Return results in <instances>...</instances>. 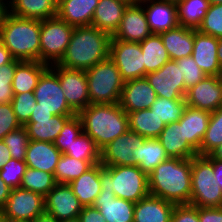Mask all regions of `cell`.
Wrapping results in <instances>:
<instances>
[{
	"label": "cell",
	"instance_id": "cell-1",
	"mask_svg": "<svg viewBox=\"0 0 222 222\" xmlns=\"http://www.w3.org/2000/svg\"><path fill=\"white\" fill-rule=\"evenodd\" d=\"M112 36L95 26L74 27L66 52L58 65L88 70L109 57Z\"/></svg>",
	"mask_w": 222,
	"mask_h": 222
},
{
	"label": "cell",
	"instance_id": "cell-2",
	"mask_svg": "<svg viewBox=\"0 0 222 222\" xmlns=\"http://www.w3.org/2000/svg\"><path fill=\"white\" fill-rule=\"evenodd\" d=\"M150 195L175 205L189 204L191 197V158H171L148 175Z\"/></svg>",
	"mask_w": 222,
	"mask_h": 222
},
{
	"label": "cell",
	"instance_id": "cell-3",
	"mask_svg": "<svg viewBox=\"0 0 222 222\" xmlns=\"http://www.w3.org/2000/svg\"><path fill=\"white\" fill-rule=\"evenodd\" d=\"M83 132L93 139L100 150L129 130L128 114L115 104H89L77 114Z\"/></svg>",
	"mask_w": 222,
	"mask_h": 222
},
{
	"label": "cell",
	"instance_id": "cell-4",
	"mask_svg": "<svg viewBox=\"0 0 222 222\" xmlns=\"http://www.w3.org/2000/svg\"><path fill=\"white\" fill-rule=\"evenodd\" d=\"M41 20L22 18L8 12L0 28V40L14 59L40 61Z\"/></svg>",
	"mask_w": 222,
	"mask_h": 222
},
{
	"label": "cell",
	"instance_id": "cell-5",
	"mask_svg": "<svg viewBox=\"0 0 222 222\" xmlns=\"http://www.w3.org/2000/svg\"><path fill=\"white\" fill-rule=\"evenodd\" d=\"M101 190L133 203L148 196V175L138 166H104L100 173Z\"/></svg>",
	"mask_w": 222,
	"mask_h": 222
},
{
	"label": "cell",
	"instance_id": "cell-6",
	"mask_svg": "<svg viewBox=\"0 0 222 222\" xmlns=\"http://www.w3.org/2000/svg\"><path fill=\"white\" fill-rule=\"evenodd\" d=\"M90 104L119 103L124 80L118 67L108 57L85 71Z\"/></svg>",
	"mask_w": 222,
	"mask_h": 222
},
{
	"label": "cell",
	"instance_id": "cell-7",
	"mask_svg": "<svg viewBox=\"0 0 222 222\" xmlns=\"http://www.w3.org/2000/svg\"><path fill=\"white\" fill-rule=\"evenodd\" d=\"M196 207H222V191L213 171V159L196 155L191 158L190 203Z\"/></svg>",
	"mask_w": 222,
	"mask_h": 222
},
{
	"label": "cell",
	"instance_id": "cell-8",
	"mask_svg": "<svg viewBox=\"0 0 222 222\" xmlns=\"http://www.w3.org/2000/svg\"><path fill=\"white\" fill-rule=\"evenodd\" d=\"M74 26L58 16L41 20L40 62L48 66L58 64L70 42Z\"/></svg>",
	"mask_w": 222,
	"mask_h": 222
},
{
	"label": "cell",
	"instance_id": "cell-9",
	"mask_svg": "<svg viewBox=\"0 0 222 222\" xmlns=\"http://www.w3.org/2000/svg\"><path fill=\"white\" fill-rule=\"evenodd\" d=\"M33 93L37 102L34 110H48L54 116L76 115L66 102L58 75L50 67L41 75Z\"/></svg>",
	"mask_w": 222,
	"mask_h": 222
},
{
	"label": "cell",
	"instance_id": "cell-10",
	"mask_svg": "<svg viewBox=\"0 0 222 222\" xmlns=\"http://www.w3.org/2000/svg\"><path fill=\"white\" fill-rule=\"evenodd\" d=\"M109 58L118 67L124 81L145 77V65L140 43L111 38Z\"/></svg>",
	"mask_w": 222,
	"mask_h": 222
},
{
	"label": "cell",
	"instance_id": "cell-11",
	"mask_svg": "<svg viewBox=\"0 0 222 222\" xmlns=\"http://www.w3.org/2000/svg\"><path fill=\"white\" fill-rule=\"evenodd\" d=\"M50 68L58 75L66 102L78 114L90 104L87 75L84 70L67 69L58 64Z\"/></svg>",
	"mask_w": 222,
	"mask_h": 222
},
{
	"label": "cell",
	"instance_id": "cell-12",
	"mask_svg": "<svg viewBox=\"0 0 222 222\" xmlns=\"http://www.w3.org/2000/svg\"><path fill=\"white\" fill-rule=\"evenodd\" d=\"M45 212V197L20 187L11 189L0 213L11 221L34 220Z\"/></svg>",
	"mask_w": 222,
	"mask_h": 222
},
{
	"label": "cell",
	"instance_id": "cell-13",
	"mask_svg": "<svg viewBox=\"0 0 222 222\" xmlns=\"http://www.w3.org/2000/svg\"><path fill=\"white\" fill-rule=\"evenodd\" d=\"M158 97L168 100H185L184 79L176 61L170 60L155 72L145 75Z\"/></svg>",
	"mask_w": 222,
	"mask_h": 222
},
{
	"label": "cell",
	"instance_id": "cell-14",
	"mask_svg": "<svg viewBox=\"0 0 222 222\" xmlns=\"http://www.w3.org/2000/svg\"><path fill=\"white\" fill-rule=\"evenodd\" d=\"M146 138L127 130L101 150L100 163L103 166H135L133 151L143 144Z\"/></svg>",
	"mask_w": 222,
	"mask_h": 222
},
{
	"label": "cell",
	"instance_id": "cell-15",
	"mask_svg": "<svg viewBox=\"0 0 222 222\" xmlns=\"http://www.w3.org/2000/svg\"><path fill=\"white\" fill-rule=\"evenodd\" d=\"M82 209L69 184L57 183L45 197V212L58 221L78 218Z\"/></svg>",
	"mask_w": 222,
	"mask_h": 222
},
{
	"label": "cell",
	"instance_id": "cell-16",
	"mask_svg": "<svg viewBox=\"0 0 222 222\" xmlns=\"http://www.w3.org/2000/svg\"><path fill=\"white\" fill-rule=\"evenodd\" d=\"M185 100L190 107L214 112L222 106V76H206L187 90Z\"/></svg>",
	"mask_w": 222,
	"mask_h": 222
},
{
	"label": "cell",
	"instance_id": "cell-17",
	"mask_svg": "<svg viewBox=\"0 0 222 222\" xmlns=\"http://www.w3.org/2000/svg\"><path fill=\"white\" fill-rule=\"evenodd\" d=\"M151 34L144 7L139 3L127 6L119 28L112 37L124 42L140 43Z\"/></svg>",
	"mask_w": 222,
	"mask_h": 222
},
{
	"label": "cell",
	"instance_id": "cell-18",
	"mask_svg": "<svg viewBox=\"0 0 222 222\" xmlns=\"http://www.w3.org/2000/svg\"><path fill=\"white\" fill-rule=\"evenodd\" d=\"M156 98L155 90L147 79L142 77L124 82L119 105L128 114L150 108Z\"/></svg>",
	"mask_w": 222,
	"mask_h": 222
},
{
	"label": "cell",
	"instance_id": "cell-19",
	"mask_svg": "<svg viewBox=\"0 0 222 222\" xmlns=\"http://www.w3.org/2000/svg\"><path fill=\"white\" fill-rule=\"evenodd\" d=\"M140 4L144 5V12L152 34H160L179 25L177 3L165 0H146Z\"/></svg>",
	"mask_w": 222,
	"mask_h": 222
},
{
	"label": "cell",
	"instance_id": "cell-20",
	"mask_svg": "<svg viewBox=\"0 0 222 222\" xmlns=\"http://www.w3.org/2000/svg\"><path fill=\"white\" fill-rule=\"evenodd\" d=\"M218 38L194 29L192 58L206 76H222L217 57Z\"/></svg>",
	"mask_w": 222,
	"mask_h": 222
},
{
	"label": "cell",
	"instance_id": "cell-21",
	"mask_svg": "<svg viewBox=\"0 0 222 222\" xmlns=\"http://www.w3.org/2000/svg\"><path fill=\"white\" fill-rule=\"evenodd\" d=\"M92 206L106 222H134L135 203L116 197L114 192L101 190Z\"/></svg>",
	"mask_w": 222,
	"mask_h": 222
},
{
	"label": "cell",
	"instance_id": "cell-22",
	"mask_svg": "<svg viewBox=\"0 0 222 222\" xmlns=\"http://www.w3.org/2000/svg\"><path fill=\"white\" fill-rule=\"evenodd\" d=\"M171 158L190 159L198 152L184 139L183 125L179 121L166 124L157 138Z\"/></svg>",
	"mask_w": 222,
	"mask_h": 222
},
{
	"label": "cell",
	"instance_id": "cell-23",
	"mask_svg": "<svg viewBox=\"0 0 222 222\" xmlns=\"http://www.w3.org/2000/svg\"><path fill=\"white\" fill-rule=\"evenodd\" d=\"M61 155L54 143L30 140L24 161L28 168L54 174Z\"/></svg>",
	"mask_w": 222,
	"mask_h": 222
},
{
	"label": "cell",
	"instance_id": "cell-24",
	"mask_svg": "<svg viewBox=\"0 0 222 222\" xmlns=\"http://www.w3.org/2000/svg\"><path fill=\"white\" fill-rule=\"evenodd\" d=\"M99 0H58L57 16L74 27L89 26Z\"/></svg>",
	"mask_w": 222,
	"mask_h": 222
},
{
	"label": "cell",
	"instance_id": "cell-25",
	"mask_svg": "<svg viewBox=\"0 0 222 222\" xmlns=\"http://www.w3.org/2000/svg\"><path fill=\"white\" fill-rule=\"evenodd\" d=\"M211 113L186 106L179 124L183 125L184 139L198 152L205 136Z\"/></svg>",
	"mask_w": 222,
	"mask_h": 222
},
{
	"label": "cell",
	"instance_id": "cell-26",
	"mask_svg": "<svg viewBox=\"0 0 222 222\" xmlns=\"http://www.w3.org/2000/svg\"><path fill=\"white\" fill-rule=\"evenodd\" d=\"M175 204L148 195L135 203L134 222H171Z\"/></svg>",
	"mask_w": 222,
	"mask_h": 222
},
{
	"label": "cell",
	"instance_id": "cell-27",
	"mask_svg": "<svg viewBox=\"0 0 222 222\" xmlns=\"http://www.w3.org/2000/svg\"><path fill=\"white\" fill-rule=\"evenodd\" d=\"M103 170L104 166L101 163H97L69 183L73 193L83 206H92L100 194V173Z\"/></svg>",
	"mask_w": 222,
	"mask_h": 222
},
{
	"label": "cell",
	"instance_id": "cell-28",
	"mask_svg": "<svg viewBox=\"0 0 222 222\" xmlns=\"http://www.w3.org/2000/svg\"><path fill=\"white\" fill-rule=\"evenodd\" d=\"M127 6L119 0H99L91 25L113 36Z\"/></svg>",
	"mask_w": 222,
	"mask_h": 222
},
{
	"label": "cell",
	"instance_id": "cell-29",
	"mask_svg": "<svg viewBox=\"0 0 222 222\" xmlns=\"http://www.w3.org/2000/svg\"><path fill=\"white\" fill-rule=\"evenodd\" d=\"M163 44L171 60L176 61L192 55L194 45V29L178 25L160 33Z\"/></svg>",
	"mask_w": 222,
	"mask_h": 222
},
{
	"label": "cell",
	"instance_id": "cell-30",
	"mask_svg": "<svg viewBox=\"0 0 222 222\" xmlns=\"http://www.w3.org/2000/svg\"><path fill=\"white\" fill-rule=\"evenodd\" d=\"M58 0H10L9 12L18 17L45 20L57 16Z\"/></svg>",
	"mask_w": 222,
	"mask_h": 222
},
{
	"label": "cell",
	"instance_id": "cell-31",
	"mask_svg": "<svg viewBox=\"0 0 222 222\" xmlns=\"http://www.w3.org/2000/svg\"><path fill=\"white\" fill-rule=\"evenodd\" d=\"M40 61H20L16 65L12 88L14 94L33 92L41 75L49 68Z\"/></svg>",
	"mask_w": 222,
	"mask_h": 222
},
{
	"label": "cell",
	"instance_id": "cell-32",
	"mask_svg": "<svg viewBox=\"0 0 222 222\" xmlns=\"http://www.w3.org/2000/svg\"><path fill=\"white\" fill-rule=\"evenodd\" d=\"M71 117L73 116L56 115L52 118L36 119V122H27L24 127L29 140L53 143Z\"/></svg>",
	"mask_w": 222,
	"mask_h": 222
},
{
	"label": "cell",
	"instance_id": "cell-33",
	"mask_svg": "<svg viewBox=\"0 0 222 222\" xmlns=\"http://www.w3.org/2000/svg\"><path fill=\"white\" fill-rule=\"evenodd\" d=\"M132 153L135 158V165L147 175L169 158L157 138L145 139L143 144L136 149V152L133 151Z\"/></svg>",
	"mask_w": 222,
	"mask_h": 222
},
{
	"label": "cell",
	"instance_id": "cell-34",
	"mask_svg": "<svg viewBox=\"0 0 222 222\" xmlns=\"http://www.w3.org/2000/svg\"><path fill=\"white\" fill-rule=\"evenodd\" d=\"M140 47L143 53L145 75L159 70L171 60L160 34H151L140 42Z\"/></svg>",
	"mask_w": 222,
	"mask_h": 222
},
{
	"label": "cell",
	"instance_id": "cell-35",
	"mask_svg": "<svg viewBox=\"0 0 222 222\" xmlns=\"http://www.w3.org/2000/svg\"><path fill=\"white\" fill-rule=\"evenodd\" d=\"M128 123L129 130L146 139L158 138L166 126L149 108L128 113Z\"/></svg>",
	"mask_w": 222,
	"mask_h": 222
},
{
	"label": "cell",
	"instance_id": "cell-36",
	"mask_svg": "<svg viewBox=\"0 0 222 222\" xmlns=\"http://www.w3.org/2000/svg\"><path fill=\"white\" fill-rule=\"evenodd\" d=\"M209 7V0L179 1L177 3L179 25L197 30Z\"/></svg>",
	"mask_w": 222,
	"mask_h": 222
},
{
	"label": "cell",
	"instance_id": "cell-37",
	"mask_svg": "<svg viewBox=\"0 0 222 222\" xmlns=\"http://www.w3.org/2000/svg\"><path fill=\"white\" fill-rule=\"evenodd\" d=\"M97 163L100 161L80 160L62 154L54 172L55 181L56 183L69 184Z\"/></svg>",
	"mask_w": 222,
	"mask_h": 222
},
{
	"label": "cell",
	"instance_id": "cell-38",
	"mask_svg": "<svg viewBox=\"0 0 222 222\" xmlns=\"http://www.w3.org/2000/svg\"><path fill=\"white\" fill-rule=\"evenodd\" d=\"M56 184L54 174L27 167L20 188L46 197Z\"/></svg>",
	"mask_w": 222,
	"mask_h": 222
},
{
	"label": "cell",
	"instance_id": "cell-39",
	"mask_svg": "<svg viewBox=\"0 0 222 222\" xmlns=\"http://www.w3.org/2000/svg\"><path fill=\"white\" fill-rule=\"evenodd\" d=\"M220 144H222V106L211 112L198 155L207 156Z\"/></svg>",
	"mask_w": 222,
	"mask_h": 222
},
{
	"label": "cell",
	"instance_id": "cell-40",
	"mask_svg": "<svg viewBox=\"0 0 222 222\" xmlns=\"http://www.w3.org/2000/svg\"><path fill=\"white\" fill-rule=\"evenodd\" d=\"M186 100H168L158 97L150 106L151 113H154L165 124L179 121L186 108Z\"/></svg>",
	"mask_w": 222,
	"mask_h": 222
},
{
	"label": "cell",
	"instance_id": "cell-41",
	"mask_svg": "<svg viewBox=\"0 0 222 222\" xmlns=\"http://www.w3.org/2000/svg\"><path fill=\"white\" fill-rule=\"evenodd\" d=\"M65 154L80 160H101V150L98 148L95 141L84 132L73 141L70 147H67Z\"/></svg>",
	"mask_w": 222,
	"mask_h": 222
},
{
	"label": "cell",
	"instance_id": "cell-42",
	"mask_svg": "<svg viewBox=\"0 0 222 222\" xmlns=\"http://www.w3.org/2000/svg\"><path fill=\"white\" fill-rule=\"evenodd\" d=\"M83 133V127L80 117L76 114L71 117L63 126L62 131L55 139L54 146L62 153L65 154L67 147Z\"/></svg>",
	"mask_w": 222,
	"mask_h": 222
},
{
	"label": "cell",
	"instance_id": "cell-43",
	"mask_svg": "<svg viewBox=\"0 0 222 222\" xmlns=\"http://www.w3.org/2000/svg\"><path fill=\"white\" fill-rule=\"evenodd\" d=\"M3 142L9 148L11 157L16 160H24L29 143V136L24 126L8 133Z\"/></svg>",
	"mask_w": 222,
	"mask_h": 222
},
{
	"label": "cell",
	"instance_id": "cell-44",
	"mask_svg": "<svg viewBox=\"0 0 222 222\" xmlns=\"http://www.w3.org/2000/svg\"><path fill=\"white\" fill-rule=\"evenodd\" d=\"M197 30L216 38L222 37V4H210Z\"/></svg>",
	"mask_w": 222,
	"mask_h": 222
},
{
	"label": "cell",
	"instance_id": "cell-45",
	"mask_svg": "<svg viewBox=\"0 0 222 222\" xmlns=\"http://www.w3.org/2000/svg\"><path fill=\"white\" fill-rule=\"evenodd\" d=\"M14 113L19 123L24 126L36 108V99L33 92L14 94L12 99Z\"/></svg>",
	"mask_w": 222,
	"mask_h": 222
},
{
	"label": "cell",
	"instance_id": "cell-46",
	"mask_svg": "<svg viewBox=\"0 0 222 222\" xmlns=\"http://www.w3.org/2000/svg\"><path fill=\"white\" fill-rule=\"evenodd\" d=\"M176 62L178 67L180 68L181 78L184 79L185 94L187 93V90L195 86L206 77V75L198 67L192 56L183 57L176 60Z\"/></svg>",
	"mask_w": 222,
	"mask_h": 222
},
{
	"label": "cell",
	"instance_id": "cell-47",
	"mask_svg": "<svg viewBox=\"0 0 222 222\" xmlns=\"http://www.w3.org/2000/svg\"><path fill=\"white\" fill-rule=\"evenodd\" d=\"M27 165L24 160L11 158L0 170V178L11 188L20 187Z\"/></svg>",
	"mask_w": 222,
	"mask_h": 222
},
{
	"label": "cell",
	"instance_id": "cell-48",
	"mask_svg": "<svg viewBox=\"0 0 222 222\" xmlns=\"http://www.w3.org/2000/svg\"><path fill=\"white\" fill-rule=\"evenodd\" d=\"M20 60L13 59L0 67V104L11 103L13 99L12 80L16 65Z\"/></svg>",
	"mask_w": 222,
	"mask_h": 222
},
{
	"label": "cell",
	"instance_id": "cell-49",
	"mask_svg": "<svg viewBox=\"0 0 222 222\" xmlns=\"http://www.w3.org/2000/svg\"><path fill=\"white\" fill-rule=\"evenodd\" d=\"M21 126L14 113L12 103L0 104V140Z\"/></svg>",
	"mask_w": 222,
	"mask_h": 222
},
{
	"label": "cell",
	"instance_id": "cell-50",
	"mask_svg": "<svg viewBox=\"0 0 222 222\" xmlns=\"http://www.w3.org/2000/svg\"><path fill=\"white\" fill-rule=\"evenodd\" d=\"M171 222H200L199 207L191 204L175 205L171 215Z\"/></svg>",
	"mask_w": 222,
	"mask_h": 222
},
{
	"label": "cell",
	"instance_id": "cell-51",
	"mask_svg": "<svg viewBox=\"0 0 222 222\" xmlns=\"http://www.w3.org/2000/svg\"><path fill=\"white\" fill-rule=\"evenodd\" d=\"M200 222H222V207H199Z\"/></svg>",
	"mask_w": 222,
	"mask_h": 222
},
{
	"label": "cell",
	"instance_id": "cell-52",
	"mask_svg": "<svg viewBox=\"0 0 222 222\" xmlns=\"http://www.w3.org/2000/svg\"><path fill=\"white\" fill-rule=\"evenodd\" d=\"M78 218L81 222H106L100 211L93 206H83Z\"/></svg>",
	"mask_w": 222,
	"mask_h": 222
},
{
	"label": "cell",
	"instance_id": "cell-53",
	"mask_svg": "<svg viewBox=\"0 0 222 222\" xmlns=\"http://www.w3.org/2000/svg\"><path fill=\"white\" fill-rule=\"evenodd\" d=\"M11 188L0 178V211L6 204Z\"/></svg>",
	"mask_w": 222,
	"mask_h": 222
},
{
	"label": "cell",
	"instance_id": "cell-54",
	"mask_svg": "<svg viewBox=\"0 0 222 222\" xmlns=\"http://www.w3.org/2000/svg\"><path fill=\"white\" fill-rule=\"evenodd\" d=\"M213 171L216 182L222 191V160L213 159Z\"/></svg>",
	"mask_w": 222,
	"mask_h": 222
},
{
	"label": "cell",
	"instance_id": "cell-55",
	"mask_svg": "<svg viewBox=\"0 0 222 222\" xmlns=\"http://www.w3.org/2000/svg\"><path fill=\"white\" fill-rule=\"evenodd\" d=\"M14 58L12 57L10 51L3 45L0 40V67L10 63Z\"/></svg>",
	"mask_w": 222,
	"mask_h": 222
},
{
	"label": "cell",
	"instance_id": "cell-56",
	"mask_svg": "<svg viewBox=\"0 0 222 222\" xmlns=\"http://www.w3.org/2000/svg\"><path fill=\"white\" fill-rule=\"evenodd\" d=\"M11 158L9 148L6 146L3 140H0V170L2 166Z\"/></svg>",
	"mask_w": 222,
	"mask_h": 222
},
{
	"label": "cell",
	"instance_id": "cell-57",
	"mask_svg": "<svg viewBox=\"0 0 222 222\" xmlns=\"http://www.w3.org/2000/svg\"><path fill=\"white\" fill-rule=\"evenodd\" d=\"M53 116L48 110L35 109L28 122H36V119L52 118Z\"/></svg>",
	"mask_w": 222,
	"mask_h": 222
},
{
	"label": "cell",
	"instance_id": "cell-58",
	"mask_svg": "<svg viewBox=\"0 0 222 222\" xmlns=\"http://www.w3.org/2000/svg\"><path fill=\"white\" fill-rule=\"evenodd\" d=\"M34 222H60L56 220L52 215L48 214L47 212H44L37 216L34 219Z\"/></svg>",
	"mask_w": 222,
	"mask_h": 222
},
{
	"label": "cell",
	"instance_id": "cell-59",
	"mask_svg": "<svg viewBox=\"0 0 222 222\" xmlns=\"http://www.w3.org/2000/svg\"><path fill=\"white\" fill-rule=\"evenodd\" d=\"M208 156L212 159L222 160V144L216 147Z\"/></svg>",
	"mask_w": 222,
	"mask_h": 222
},
{
	"label": "cell",
	"instance_id": "cell-60",
	"mask_svg": "<svg viewBox=\"0 0 222 222\" xmlns=\"http://www.w3.org/2000/svg\"><path fill=\"white\" fill-rule=\"evenodd\" d=\"M8 12H9V4H0V28Z\"/></svg>",
	"mask_w": 222,
	"mask_h": 222
},
{
	"label": "cell",
	"instance_id": "cell-61",
	"mask_svg": "<svg viewBox=\"0 0 222 222\" xmlns=\"http://www.w3.org/2000/svg\"><path fill=\"white\" fill-rule=\"evenodd\" d=\"M217 57L218 63L222 68V37L218 38Z\"/></svg>",
	"mask_w": 222,
	"mask_h": 222
},
{
	"label": "cell",
	"instance_id": "cell-62",
	"mask_svg": "<svg viewBox=\"0 0 222 222\" xmlns=\"http://www.w3.org/2000/svg\"><path fill=\"white\" fill-rule=\"evenodd\" d=\"M119 1H122V2H124V3L127 4V5H136V4H139V0H119Z\"/></svg>",
	"mask_w": 222,
	"mask_h": 222
},
{
	"label": "cell",
	"instance_id": "cell-63",
	"mask_svg": "<svg viewBox=\"0 0 222 222\" xmlns=\"http://www.w3.org/2000/svg\"><path fill=\"white\" fill-rule=\"evenodd\" d=\"M0 222H12V221L0 213Z\"/></svg>",
	"mask_w": 222,
	"mask_h": 222
},
{
	"label": "cell",
	"instance_id": "cell-64",
	"mask_svg": "<svg viewBox=\"0 0 222 222\" xmlns=\"http://www.w3.org/2000/svg\"><path fill=\"white\" fill-rule=\"evenodd\" d=\"M60 222H81L79 218H75V219H69V220H64V221H60Z\"/></svg>",
	"mask_w": 222,
	"mask_h": 222
},
{
	"label": "cell",
	"instance_id": "cell-65",
	"mask_svg": "<svg viewBox=\"0 0 222 222\" xmlns=\"http://www.w3.org/2000/svg\"><path fill=\"white\" fill-rule=\"evenodd\" d=\"M210 4H222V0H209Z\"/></svg>",
	"mask_w": 222,
	"mask_h": 222
},
{
	"label": "cell",
	"instance_id": "cell-66",
	"mask_svg": "<svg viewBox=\"0 0 222 222\" xmlns=\"http://www.w3.org/2000/svg\"><path fill=\"white\" fill-rule=\"evenodd\" d=\"M12 222H34V220H17Z\"/></svg>",
	"mask_w": 222,
	"mask_h": 222
},
{
	"label": "cell",
	"instance_id": "cell-67",
	"mask_svg": "<svg viewBox=\"0 0 222 222\" xmlns=\"http://www.w3.org/2000/svg\"><path fill=\"white\" fill-rule=\"evenodd\" d=\"M7 0H0V4H9V1L5 2Z\"/></svg>",
	"mask_w": 222,
	"mask_h": 222
},
{
	"label": "cell",
	"instance_id": "cell-68",
	"mask_svg": "<svg viewBox=\"0 0 222 222\" xmlns=\"http://www.w3.org/2000/svg\"><path fill=\"white\" fill-rule=\"evenodd\" d=\"M165 1L178 3V2L181 1V0H165Z\"/></svg>",
	"mask_w": 222,
	"mask_h": 222
}]
</instances>
